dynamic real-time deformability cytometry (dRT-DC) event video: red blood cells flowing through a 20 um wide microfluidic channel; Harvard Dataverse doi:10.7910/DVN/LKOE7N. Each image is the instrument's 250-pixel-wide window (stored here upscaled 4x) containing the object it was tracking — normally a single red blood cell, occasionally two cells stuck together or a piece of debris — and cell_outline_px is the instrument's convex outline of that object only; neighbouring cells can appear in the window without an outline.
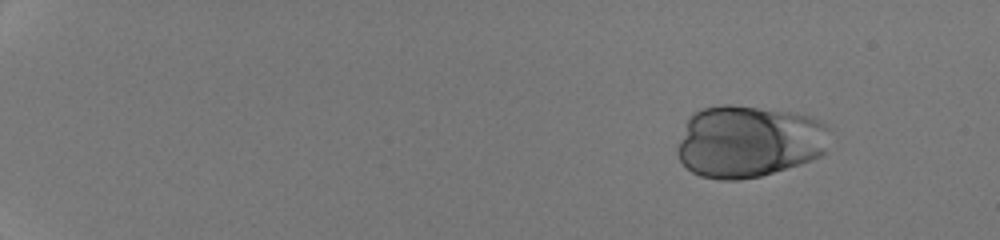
{"species": "human", "species_latin": "Homo sapiens", "temperature_condition": "room temperature", "stored_images_in_passage": 53, "camera_frame_rate_fps": 3000, "um_per_image_px": 0.085, "donor": {"sex": "male"}, "frame": {"image": 1, "passage_image": 8, "time_ms": 2.333, "image_size_px": [1000, 240], "cell_outline_px": [[828, 128], [824, 152], [820, 156], [812, 160], [800, 164], [760, 176], [736, 180], [720, 180], [700, 176], [692, 172], [680, 160], [676, 152], [676, 148], [688, 120], [692, 112], [700, 108], [720, 104], [732, 104], [788, 112], [808, 116], [824, 124]], "centroid_in_image_um": [63.58, 12.02], "position_along_channel_um": 21.4, "area_um2": 63.81}}
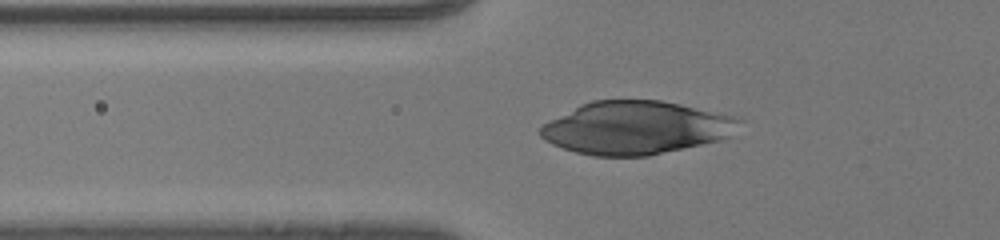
{"frame": {"image": 2, "passage_image": 23, "time_ms": 7.333, "image_size_px": [1000, 240], "cell_outline_px": [[744, 120], [728, 136], [720, 140], [648, 156], [592, 156], [576, 152], [552, 144], [544, 140], [540, 136], [540, 128], [544, 124], [580, 104], [592, 100], [660, 100], [740, 116]], "centroid_in_image_um": [54.08, 10.85], "position_along_channel_um": 71.7, "area_um2": 61.44}}